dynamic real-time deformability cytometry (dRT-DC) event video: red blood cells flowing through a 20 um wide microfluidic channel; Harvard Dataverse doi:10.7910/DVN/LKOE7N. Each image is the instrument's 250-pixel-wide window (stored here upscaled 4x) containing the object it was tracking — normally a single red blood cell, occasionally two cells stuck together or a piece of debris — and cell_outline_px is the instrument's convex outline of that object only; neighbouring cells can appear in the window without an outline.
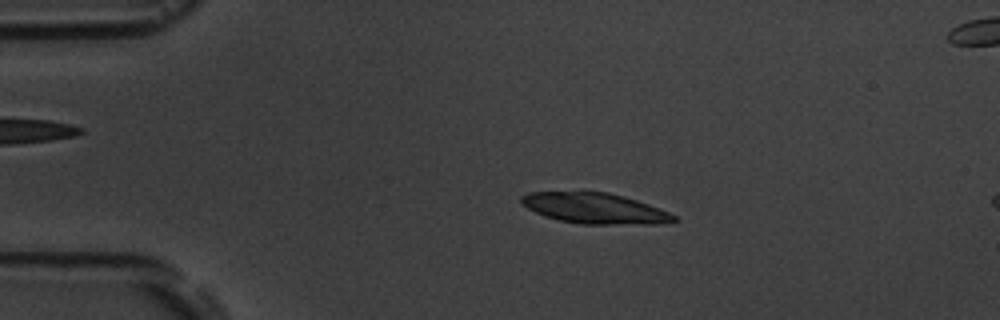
{"species": "common noctule bat (a hibernating species)", "species_latin": "Nyctalus noctula", "temperature_condition": "room temperature", "stored_images_in_passage": 5, "camera_frame_rate_fps": 3000, "um_per_image_px": 0.085, "animal": {"sex": "male", "body_mass_g": 19.5, "forearm_length_mm": 54.6}, "frame": {"image": 1, "passage_image": 3, "time_ms": 2.333, "image_size_px": [1000, 320], "cell_outline_px": [[680, 220], [656, 224], [580, 224], [560, 220], [544, 216], [528, 208], [520, 200], [520, 196], [528, 192], [608, 192], [624, 196], [660, 208], [676, 216]], "centroid_in_image_um": [50.58, 17.71], "position_along_channel_um": 34.4, "area_um2": 27.11}}